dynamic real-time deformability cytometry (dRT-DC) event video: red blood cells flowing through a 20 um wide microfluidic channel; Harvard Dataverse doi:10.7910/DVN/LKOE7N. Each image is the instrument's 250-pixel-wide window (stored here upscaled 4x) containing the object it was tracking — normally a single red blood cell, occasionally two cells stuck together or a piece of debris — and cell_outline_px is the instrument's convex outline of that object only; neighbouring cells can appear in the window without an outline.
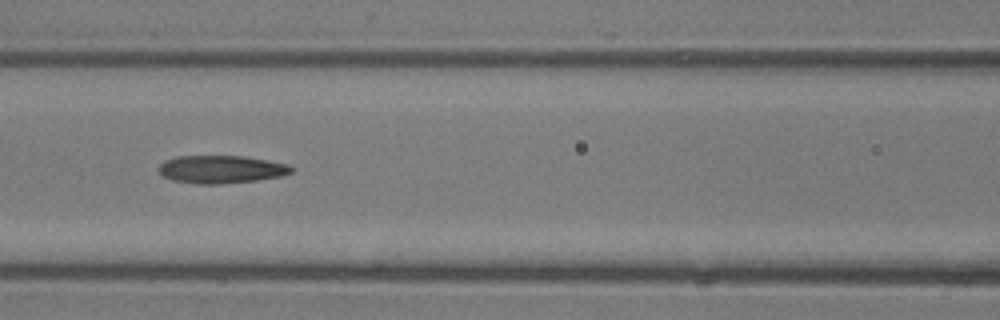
{"species": "common noctule bat (a hibernating species)", "species_latin": "Nyctalus noctula", "temperature_condition": "room temperature", "stored_images_in_passage": 7, "camera_frame_rate_fps": 3000, "um_per_image_px": 0.085, "animal": {"sex": "male", "body_mass_g": 13.3}, "frame": {"image": 1, "passage_image": 6, "time_ms": 6.0, "image_size_px": [1000, 320], "cell_outline_px": [[292, 172], [284, 176], [256, 180], [220, 184], [200, 184], [172, 180], [164, 176], [156, 168], [164, 160], [176, 156], [244, 156], [268, 160], [288, 164], [292, 168]], "centroid_in_image_um": [18.79, 14.39], "position_along_channel_um": 147.8, "area_um2": 21.62}}
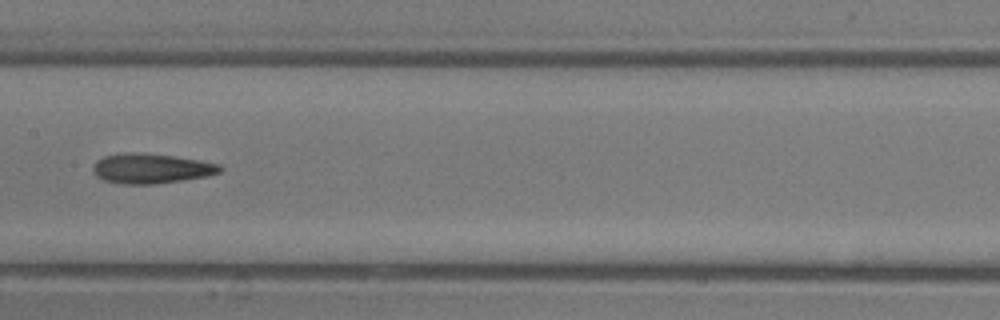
{"frame": {"image": 2, "passage_image": 7, "time_ms": 7.0, "image_size_px": [1000, 320], "cell_outline_px": [[224, 168], [220, 172], [208, 176], [152, 184], [124, 184], [104, 180], [96, 176], [92, 172], [92, 168], [96, 160], [104, 156], [124, 152], [136, 152], [172, 156], [200, 160], [220, 164]], "centroid_in_image_um": [12.83, 14.31], "position_along_channel_um": 194.6, "area_um2": 22.14}}